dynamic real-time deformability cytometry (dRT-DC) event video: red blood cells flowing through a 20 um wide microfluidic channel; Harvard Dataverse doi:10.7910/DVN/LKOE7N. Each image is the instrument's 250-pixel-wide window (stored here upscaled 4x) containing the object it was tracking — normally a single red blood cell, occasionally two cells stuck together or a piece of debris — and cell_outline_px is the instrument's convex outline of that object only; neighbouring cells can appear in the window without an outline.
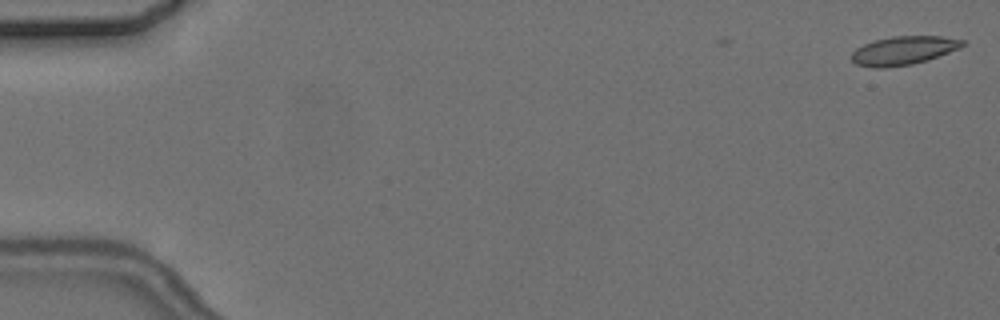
{"species": "common noctule bat (a hibernating species)", "species_latin": "Nyctalus noctula", "temperature_condition": "cold", "stored_images_in_passage": 3, "camera_frame_rate_fps": 3000, "um_per_image_px": 0.085, "animal": {"sex": "female", "body_mass_g": 24.6, "forearm_length_mm": 56.2}, "frame": {"image": 1, "passage_image": 1, "time_ms": 0.0, "image_size_px": [1000, 320], "cell_outline_px": [[968, 44], [960, 48], [928, 60], [912, 64], [884, 68], [872, 68], [856, 64], [852, 60], [852, 52], [856, 48], [864, 44], [876, 40], [892, 36], [940, 36], [964, 40]], "centroid_in_image_um": [76.82, 4.3], "position_along_channel_um": 8.2, "area_um2": 18.55}}